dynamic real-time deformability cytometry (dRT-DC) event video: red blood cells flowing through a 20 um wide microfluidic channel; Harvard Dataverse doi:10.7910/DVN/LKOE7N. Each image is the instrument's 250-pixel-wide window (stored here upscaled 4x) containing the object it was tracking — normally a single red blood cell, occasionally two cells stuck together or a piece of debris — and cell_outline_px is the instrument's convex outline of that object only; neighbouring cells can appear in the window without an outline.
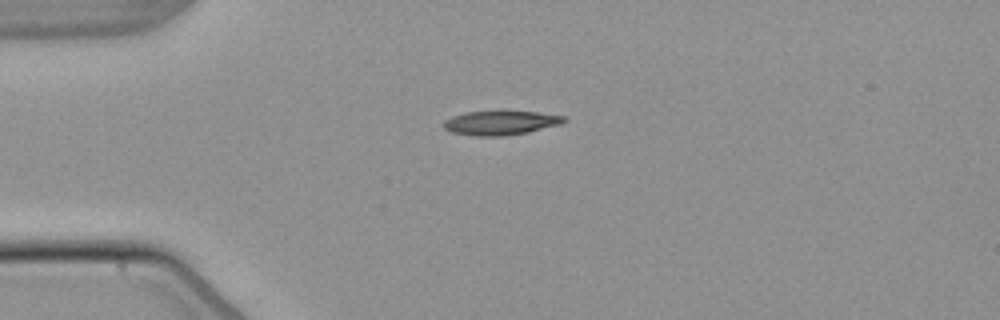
{"species": "common noctule bat (a hibernating species)", "species_latin": "Nyctalus noctula", "temperature_condition": "warm", "stored_images_in_passage": 41, "camera_frame_rate_fps": 3000, "um_per_image_px": 0.085, "animal": {"sex": "male", "body_mass_g": 21.5, "forearm_length_mm": 52.0}, "frame": {"image": 1, "passage_image": 1, "time_ms": 0.0, "image_size_px": [1000, 320], "cell_outline_px": [[568, 120], [560, 124], [528, 132], [504, 136], [472, 136], [452, 132], [444, 128], [444, 120], [452, 116], [464, 112], [536, 112], [564, 116]], "centroid_in_image_um": [42.53, 10.45], "position_along_channel_um": 42.5, "area_um2": 16.76}}
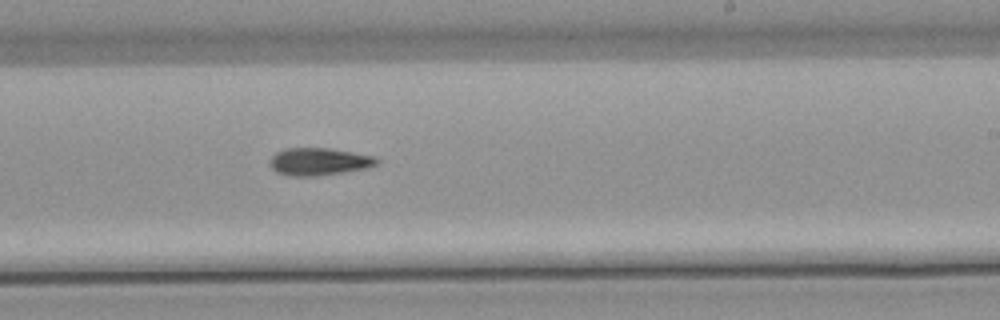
{"frame": {"image": 2, "passage_image": 20, "time_ms": 6.333, "image_size_px": [1000, 320], "cell_outline_px": [[380, 160], [376, 164], [368, 168], [316, 176], [288, 176], [276, 172], [268, 164], [268, 160], [276, 152], [284, 148], [328, 148], [376, 156]], "centroid_in_image_um": [27.08, 13.73], "position_along_channel_um": 261.9, "area_um2": 17.28}}
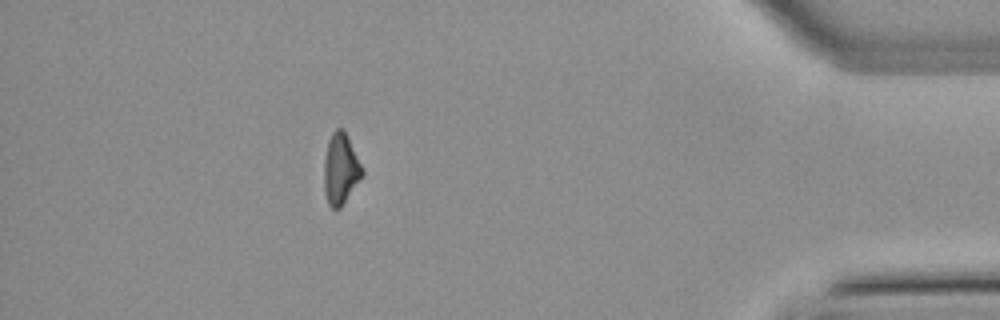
{"frame": {"image": 3, "passage_image": 35, "time_ms": 11.333, "image_size_px": [1000, 320], "cell_outline_px": [[364, 172], [340, 208], [332, 208], [328, 204], [324, 192], [324, 160], [328, 140], [332, 132], [336, 128], [344, 128], [348, 136]], "centroid_in_image_um": [28.93, 14.32], "position_along_channel_um": 406.3, "area_um2": 15.61}, "authors_computed_cell_mechanics": {"area_um2": 16.473, "velocity_mm_per_s": 3.8613, "shape_relaxation_time_tau1_ms": 5.0617, "shape_relaxation_time_tau2_ms": null, "deformation_change_tau1": 0.189, "deformation_change_tau2": null}}